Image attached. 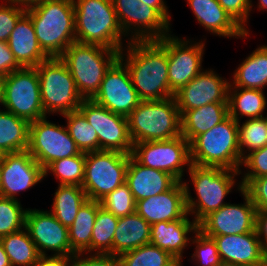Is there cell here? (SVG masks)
Instances as JSON below:
<instances>
[{
    "instance_id": "6da1fadb",
    "label": "cell",
    "mask_w": 267,
    "mask_h": 266,
    "mask_svg": "<svg viewBox=\"0 0 267 266\" xmlns=\"http://www.w3.org/2000/svg\"><path fill=\"white\" fill-rule=\"evenodd\" d=\"M127 43L119 58L125 63L140 100L174 97L168 78L167 36L159 40H128ZM125 49L127 54L123 52Z\"/></svg>"
},
{
    "instance_id": "7a4b0ae2",
    "label": "cell",
    "mask_w": 267,
    "mask_h": 266,
    "mask_svg": "<svg viewBox=\"0 0 267 266\" xmlns=\"http://www.w3.org/2000/svg\"><path fill=\"white\" fill-rule=\"evenodd\" d=\"M37 41L49 57H60L74 42L75 13L73 0H39L26 6Z\"/></svg>"
},
{
    "instance_id": "3957f363",
    "label": "cell",
    "mask_w": 267,
    "mask_h": 266,
    "mask_svg": "<svg viewBox=\"0 0 267 266\" xmlns=\"http://www.w3.org/2000/svg\"><path fill=\"white\" fill-rule=\"evenodd\" d=\"M75 38L82 44L121 51L124 35L112 0H73Z\"/></svg>"
},
{
    "instance_id": "277c9868",
    "label": "cell",
    "mask_w": 267,
    "mask_h": 266,
    "mask_svg": "<svg viewBox=\"0 0 267 266\" xmlns=\"http://www.w3.org/2000/svg\"><path fill=\"white\" fill-rule=\"evenodd\" d=\"M191 164L241 171L238 122L229 115L190 143Z\"/></svg>"
},
{
    "instance_id": "5b68a950",
    "label": "cell",
    "mask_w": 267,
    "mask_h": 266,
    "mask_svg": "<svg viewBox=\"0 0 267 266\" xmlns=\"http://www.w3.org/2000/svg\"><path fill=\"white\" fill-rule=\"evenodd\" d=\"M197 199L190 193L187 182H183L186 195V206L189 215L199 224L206 216L218 210L225 204L224 198L232 191L235 176L241 171L220 167H201L191 164L188 168Z\"/></svg>"
},
{
    "instance_id": "8992f818",
    "label": "cell",
    "mask_w": 267,
    "mask_h": 266,
    "mask_svg": "<svg viewBox=\"0 0 267 266\" xmlns=\"http://www.w3.org/2000/svg\"><path fill=\"white\" fill-rule=\"evenodd\" d=\"M127 120L133 144L166 141L181 135V114L175 97L140 101Z\"/></svg>"
},
{
    "instance_id": "52a82bcc",
    "label": "cell",
    "mask_w": 267,
    "mask_h": 266,
    "mask_svg": "<svg viewBox=\"0 0 267 266\" xmlns=\"http://www.w3.org/2000/svg\"><path fill=\"white\" fill-rule=\"evenodd\" d=\"M120 51L99 45L72 43L60 56L83 99H92Z\"/></svg>"
},
{
    "instance_id": "ba28073f",
    "label": "cell",
    "mask_w": 267,
    "mask_h": 266,
    "mask_svg": "<svg viewBox=\"0 0 267 266\" xmlns=\"http://www.w3.org/2000/svg\"><path fill=\"white\" fill-rule=\"evenodd\" d=\"M35 68L39 76L41 102L45 115L57 113L62 116L77 111L84 99L61 58H48Z\"/></svg>"
},
{
    "instance_id": "9c48e42d",
    "label": "cell",
    "mask_w": 267,
    "mask_h": 266,
    "mask_svg": "<svg viewBox=\"0 0 267 266\" xmlns=\"http://www.w3.org/2000/svg\"><path fill=\"white\" fill-rule=\"evenodd\" d=\"M129 154L99 150L86 153L82 188L88 199L100 202L126 181Z\"/></svg>"
},
{
    "instance_id": "30bf717a",
    "label": "cell",
    "mask_w": 267,
    "mask_h": 266,
    "mask_svg": "<svg viewBox=\"0 0 267 266\" xmlns=\"http://www.w3.org/2000/svg\"><path fill=\"white\" fill-rule=\"evenodd\" d=\"M3 107L29 123L46 116L35 67H21L5 76Z\"/></svg>"
},
{
    "instance_id": "8fae6325",
    "label": "cell",
    "mask_w": 267,
    "mask_h": 266,
    "mask_svg": "<svg viewBox=\"0 0 267 266\" xmlns=\"http://www.w3.org/2000/svg\"><path fill=\"white\" fill-rule=\"evenodd\" d=\"M47 117L30 123L27 149L43 169L53 161L81 153L66 126L51 123Z\"/></svg>"
},
{
    "instance_id": "7c38bea8",
    "label": "cell",
    "mask_w": 267,
    "mask_h": 266,
    "mask_svg": "<svg viewBox=\"0 0 267 266\" xmlns=\"http://www.w3.org/2000/svg\"><path fill=\"white\" fill-rule=\"evenodd\" d=\"M131 156L140 164L169 173L182 182L191 165L189 142L180 135L166 141H145L133 144Z\"/></svg>"
},
{
    "instance_id": "4fadbf2b",
    "label": "cell",
    "mask_w": 267,
    "mask_h": 266,
    "mask_svg": "<svg viewBox=\"0 0 267 266\" xmlns=\"http://www.w3.org/2000/svg\"><path fill=\"white\" fill-rule=\"evenodd\" d=\"M112 3L124 35L130 36L129 41L159 40L170 35V24L153 7L140 0H112Z\"/></svg>"
},
{
    "instance_id": "5bb4252c",
    "label": "cell",
    "mask_w": 267,
    "mask_h": 266,
    "mask_svg": "<svg viewBox=\"0 0 267 266\" xmlns=\"http://www.w3.org/2000/svg\"><path fill=\"white\" fill-rule=\"evenodd\" d=\"M78 110L97 132L98 151H117L131 155L133 142L127 117L111 112L92 99H84Z\"/></svg>"
},
{
    "instance_id": "9a60e30c",
    "label": "cell",
    "mask_w": 267,
    "mask_h": 266,
    "mask_svg": "<svg viewBox=\"0 0 267 266\" xmlns=\"http://www.w3.org/2000/svg\"><path fill=\"white\" fill-rule=\"evenodd\" d=\"M94 102L127 117L140 103L125 63L118 58L107 70Z\"/></svg>"
},
{
    "instance_id": "2e32d148",
    "label": "cell",
    "mask_w": 267,
    "mask_h": 266,
    "mask_svg": "<svg viewBox=\"0 0 267 266\" xmlns=\"http://www.w3.org/2000/svg\"><path fill=\"white\" fill-rule=\"evenodd\" d=\"M244 204L227 203L206 216L199 224L206 236L238 235L255 231L257 209L250 196L242 189Z\"/></svg>"
},
{
    "instance_id": "e0dca14e",
    "label": "cell",
    "mask_w": 267,
    "mask_h": 266,
    "mask_svg": "<svg viewBox=\"0 0 267 266\" xmlns=\"http://www.w3.org/2000/svg\"><path fill=\"white\" fill-rule=\"evenodd\" d=\"M192 43L191 40L180 39L171 33L167 35L168 78L173 94L203 70L205 43Z\"/></svg>"
},
{
    "instance_id": "ac0fdd59",
    "label": "cell",
    "mask_w": 267,
    "mask_h": 266,
    "mask_svg": "<svg viewBox=\"0 0 267 266\" xmlns=\"http://www.w3.org/2000/svg\"><path fill=\"white\" fill-rule=\"evenodd\" d=\"M25 228L40 255L51 251L54 255H75L71 249L68 228L62 225L50 211L28 209Z\"/></svg>"
},
{
    "instance_id": "d6986e66",
    "label": "cell",
    "mask_w": 267,
    "mask_h": 266,
    "mask_svg": "<svg viewBox=\"0 0 267 266\" xmlns=\"http://www.w3.org/2000/svg\"><path fill=\"white\" fill-rule=\"evenodd\" d=\"M44 179V169L26 151L6 154L0 165V196L15 199Z\"/></svg>"
},
{
    "instance_id": "ffe728a7",
    "label": "cell",
    "mask_w": 267,
    "mask_h": 266,
    "mask_svg": "<svg viewBox=\"0 0 267 266\" xmlns=\"http://www.w3.org/2000/svg\"><path fill=\"white\" fill-rule=\"evenodd\" d=\"M229 85L212 69L201 71L174 94L180 114L212 103H227Z\"/></svg>"
},
{
    "instance_id": "44dd1931",
    "label": "cell",
    "mask_w": 267,
    "mask_h": 266,
    "mask_svg": "<svg viewBox=\"0 0 267 266\" xmlns=\"http://www.w3.org/2000/svg\"><path fill=\"white\" fill-rule=\"evenodd\" d=\"M150 225L167 221L172 222L188 217L185 188L177 181L169 190L156 196L136 201V211Z\"/></svg>"
},
{
    "instance_id": "7402d4cb",
    "label": "cell",
    "mask_w": 267,
    "mask_h": 266,
    "mask_svg": "<svg viewBox=\"0 0 267 266\" xmlns=\"http://www.w3.org/2000/svg\"><path fill=\"white\" fill-rule=\"evenodd\" d=\"M214 239L222 262L242 266H264L266 251L262 248L257 232L238 235L209 236Z\"/></svg>"
},
{
    "instance_id": "603a6c76",
    "label": "cell",
    "mask_w": 267,
    "mask_h": 266,
    "mask_svg": "<svg viewBox=\"0 0 267 266\" xmlns=\"http://www.w3.org/2000/svg\"><path fill=\"white\" fill-rule=\"evenodd\" d=\"M177 180L169 173L146 167L131 155L126 171V181L135 201L156 196L169 190Z\"/></svg>"
},
{
    "instance_id": "cb8c5ba5",
    "label": "cell",
    "mask_w": 267,
    "mask_h": 266,
    "mask_svg": "<svg viewBox=\"0 0 267 266\" xmlns=\"http://www.w3.org/2000/svg\"><path fill=\"white\" fill-rule=\"evenodd\" d=\"M198 224L188 217L167 222H157L151 225L150 244L168 252L177 261H182L183 251L190 244L189 233L194 234Z\"/></svg>"
},
{
    "instance_id": "d4e9b609",
    "label": "cell",
    "mask_w": 267,
    "mask_h": 266,
    "mask_svg": "<svg viewBox=\"0 0 267 266\" xmlns=\"http://www.w3.org/2000/svg\"><path fill=\"white\" fill-rule=\"evenodd\" d=\"M196 20L210 33L223 37L245 38V32L217 0H187Z\"/></svg>"
},
{
    "instance_id": "484cf974",
    "label": "cell",
    "mask_w": 267,
    "mask_h": 266,
    "mask_svg": "<svg viewBox=\"0 0 267 266\" xmlns=\"http://www.w3.org/2000/svg\"><path fill=\"white\" fill-rule=\"evenodd\" d=\"M8 45L21 67H36L49 58L39 46L33 23L26 13L11 32Z\"/></svg>"
},
{
    "instance_id": "4316f807",
    "label": "cell",
    "mask_w": 267,
    "mask_h": 266,
    "mask_svg": "<svg viewBox=\"0 0 267 266\" xmlns=\"http://www.w3.org/2000/svg\"><path fill=\"white\" fill-rule=\"evenodd\" d=\"M150 233L151 225L136 212L119 218L112 242V255L119 257L149 244Z\"/></svg>"
},
{
    "instance_id": "83f0119b",
    "label": "cell",
    "mask_w": 267,
    "mask_h": 266,
    "mask_svg": "<svg viewBox=\"0 0 267 266\" xmlns=\"http://www.w3.org/2000/svg\"><path fill=\"white\" fill-rule=\"evenodd\" d=\"M228 116V103H212L185 111L181 115V135L190 143Z\"/></svg>"
},
{
    "instance_id": "f1b7e54d",
    "label": "cell",
    "mask_w": 267,
    "mask_h": 266,
    "mask_svg": "<svg viewBox=\"0 0 267 266\" xmlns=\"http://www.w3.org/2000/svg\"><path fill=\"white\" fill-rule=\"evenodd\" d=\"M229 88L263 90L267 85V45L257 47L239 65L233 74Z\"/></svg>"
},
{
    "instance_id": "f546056e",
    "label": "cell",
    "mask_w": 267,
    "mask_h": 266,
    "mask_svg": "<svg viewBox=\"0 0 267 266\" xmlns=\"http://www.w3.org/2000/svg\"><path fill=\"white\" fill-rule=\"evenodd\" d=\"M228 115L240 122L247 119L261 118L266 108V97L261 89L228 88ZM240 116V117H239Z\"/></svg>"
},
{
    "instance_id": "4dcf8cb0",
    "label": "cell",
    "mask_w": 267,
    "mask_h": 266,
    "mask_svg": "<svg viewBox=\"0 0 267 266\" xmlns=\"http://www.w3.org/2000/svg\"><path fill=\"white\" fill-rule=\"evenodd\" d=\"M100 207V202L87 199L80 207L74 222L68 228L71 249L75 253H91L92 231Z\"/></svg>"
},
{
    "instance_id": "1f68e13d",
    "label": "cell",
    "mask_w": 267,
    "mask_h": 266,
    "mask_svg": "<svg viewBox=\"0 0 267 266\" xmlns=\"http://www.w3.org/2000/svg\"><path fill=\"white\" fill-rule=\"evenodd\" d=\"M30 123L4 109L0 110V149L6 154L26 151Z\"/></svg>"
},
{
    "instance_id": "d6a6232c",
    "label": "cell",
    "mask_w": 267,
    "mask_h": 266,
    "mask_svg": "<svg viewBox=\"0 0 267 266\" xmlns=\"http://www.w3.org/2000/svg\"><path fill=\"white\" fill-rule=\"evenodd\" d=\"M50 212L64 226L69 228L83 203L88 199L85 190L77 185H60L54 193Z\"/></svg>"
},
{
    "instance_id": "836d02e7",
    "label": "cell",
    "mask_w": 267,
    "mask_h": 266,
    "mask_svg": "<svg viewBox=\"0 0 267 266\" xmlns=\"http://www.w3.org/2000/svg\"><path fill=\"white\" fill-rule=\"evenodd\" d=\"M11 266H34L40 254L26 228L0 238Z\"/></svg>"
},
{
    "instance_id": "e575fe53",
    "label": "cell",
    "mask_w": 267,
    "mask_h": 266,
    "mask_svg": "<svg viewBox=\"0 0 267 266\" xmlns=\"http://www.w3.org/2000/svg\"><path fill=\"white\" fill-rule=\"evenodd\" d=\"M67 120L66 128L82 153L98 151V135L92 125L79 111L63 115Z\"/></svg>"
},
{
    "instance_id": "d590c367",
    "label": "cell",
    "mask_w": 267,
    "mask_h": 266,
    "mask_svg": "<svg viewBox=\"0 0 267 266\" xmlns=\"http://www.w3.org/2000/svg\"><path fill=\"white\" fill-rule=\"evenodd\" d=\"M118 219L103 207L98 209L92 231L91 253L112 255V242Z\"/></svg>"
},
{
    "instance_id": "8d00e7d4",
    "label": "cell",
    "mask_w": 267,
    "mask_h": 266,
    "mask_svg": "<svg viewBox=\"0 0 267 266\" xmlns=\"http://www.w3.org/2000/svg\"><path fill=\"white\" fill-rule=\"evenodd\" d=\"M86 153H80L68 158L53 161L44 169V177L48 173H53L56 179H59L60 185L81 186L84 179Z\"/></svg>"
},
{
    "instance_id": "74e56055",
    "label": "cell",
    "mask_w": 267,
    "mask_h": 266,
    "mask_svg": "<svg viewBox=\"0 0 267 266\" xmlns=\"http://www.w3.org/2000/svg\"><path fill=\"white\" fill-rule=\"evenodd\" d=\"M121 266H172L177 260L165 250L147 244L121 254Z\"/></svg>"
},
{
    "instance_id": "f35d334b",
    "label": "cell",
    "mask_w": 267,
    "mask_h": 266,
    "mask_svg": "<svg viewBox=\"0 0 267 266\" xmlns=\"http://www.w3.org/2000/svg\"><path fill=\"white\" fill-rule=\"evenodd\" d=\"M238 136L241 159L245 154L263 148L267 145V127L264 118L247 119L241 126L238 122Z\"/></svg>"
},
{
    "instance_id": "ab89813d",
    "label": "cell",
    "mask_w": 267,
    "mask_h": 266,
    "mask_svg": "<svg viewBox=\"0 0 267 266\" xmlns=\"http://www.w3.org/2000/svg\"><path fill=\"white\" fill-rule=\"evenodd\" d=\"M27 210L19 200L0 196V238L25 227Z\"/></svg>"
},
{
    "instance_id": "60d3db41",
    "label": "cell",
    "mask_w": 267,
    "mask_h": 266,
    "mask_svg": "<svg viewBox=\"0 0 267 266\" xmlns=\"http://www.w3.org/2000/svg\"><path fill=\"white\" fill-rule=\"evenodd\" d=\"M101 207L121 218L136 211V201L126 183L114 189L101 201Z\"/></svg>"
},
{
    "instance_id": "b9f144b4",
    "label": "cell",
    "mask_w": 267,
    "mask_h": 266,
    "mask_svg": "<svg viewBox=\"0 0 267 266\" xmlns=\"http://www.w3.org/2000/svg\"><path fill=\"white\" fill-rule=\"evenodd\" d=\"M194 234V237H191L190 240L192 241L190 244L196 243L195 251L191 256L192 260L197 265L200 263L198 266H218L222 261L214 239L204 235L200 230H197Z\"/></svg>"
},
{
    "instance_id": "7bdbcfd3",
    "label": "cell",
    "mask_w": 267,
    "mask_h": 266,
    "mask_svg": "<svg viewBox=\"0 0 267 266\" xmlns=\"http://www.w3.org/2000/svg\"><path fill=\"white\" fill-rule=\"evenodd\" d=\"M242 165L247 168V173H243L242 181L237 185L238 191H241L252 179L267 176V145L245 155L241 168Z\"/></svg>"
},
{
    "instance_id": "ee69618b",
    "label": "cell",
    "mask_w": 267,
    "mask_h": 266,
    "mask_svg": "<svg viewBox=\"0 0 267 266\" xmlns=\"http://www.w3.org/2000/svg\"><path fill=\"white\" fill-rule=\"evenodd\" d=\"M0 4V41L8 42L18 20L26 13V6L6 1Z\"/></svg>"
},
{
    "instance_id": "f6af8a7d",
    "label": "cell",
    "mask_w": 267,
    "mask_h": 266,
    "mask_svg": "<svg viewBox=\"0 0 267 266\" xmlns=\"http://www.w3.org/2000/svg\"><path fill=\"white\" fill-rule=\"evenodd\" d=\"M230 17L245 31L247 22L252 11V0H217Z\"/></svg>"
},
{
    "instance_id": "bcb514c9",
    "label": "cell",
    "mask_w": 267,
    "mask_h": 266,
    "mask_svg": "<svg viewBox=\"0 0 267 266\" xmlns=\"http://www.w3.org/2000/svg\"><path fill=\"white\" fill-rule=\"evenodd\" d=\"M243 190L250 196L257 211L267 209V176L252 179Z\"/></svg>"
},
{
    "instance_id": "7dc6e473",
    "label": "cell",
    "mask_w": 267,
    "mask_h": 266,
    "mask_svg": "<svg viewBox=\"0 0 267 266\" xmlns=\"http://www.w3.org/2000/svg\"><path fill=\"white\" fill-rule=\"evenodd\" d=\"M86 254L88 256L85 255V252L76 253L74 255V266H121L117 256L99 253H90V255L89 253Z\"/></svg>"
},
{
    "instance_id": "c3c4849f",
    "label": "cell",
    "mask_w": 267,
    "mask_h": 266,
    "mask_svg": "<svg viewBox=\"0 0 267 266\" xmlns=\"http://www.w3.org/2000/svg\"><path fill=\"white\" fill-rule=\"evenodd\" d=\"M20 68L21 66L15 60L8 42L0 41V74L6 76Z\"/></svg>"
},
{
    "instance_id": "681fc988",
    "label": "cell",
    "mask_w": 267,
    "mask_h": 266,
    "mask_svg": "<svg viewBox=\"0 0 267 266\" xmlns=\"http://www.w3.org/2000/svg\"><path fill=\"white\" fill-rule=\"evenodd\" d=\"M40 255L34 266H74V255Z\"/></svg>"
},
{
    "instance_id": "f907efd6",
    "label": "cell",
    "mask_w": 267,
    "mask_h": 266,
    "mask_svg": "<svg viewBox=\"0 0 267 266\" xmlns=\"http://www.w3.org/2000/svg\"><path fill=\"white\" fill-rule=\"evenodd\" d=\"M255 230L262 248L267 252V209L257 211Z\"/></svg>"
},
{
    "instance_id": "816d5d0a",
    "label": "cell",
    "mask_w": 267,
    "mask_h": 266,
    "mask_svg": "<svg viewBox=\"0 0 267 266\" xmlns=\"http://www.w3.org/2000/svg\"><path fill=\"white\" fill-rule=\"evenodd\" d=\"M142 3L153 7L169 24L171 22V16L168 11V7L165 5L164 0H140Z\"/></svg>"
},
{
    "instance_id": "f5cc1de1",
    "label": "cell",
    "mask_w": 267,
    "mask_h": 266,
    "mask_svg": "<svg viewBox=\"0 0 267 266\" xmlns=\"http://www.w3.org/2000/svg\"><path fill=\"white\" fill-rule=\"evenodd\" d=\"M0 266H11L8 255L5 253V249L1 241H0Z\"/></svg>"
},
{
    "instance_id": "db71d44e",
    "label": "cell",
    "mask_w": 267,
    "mask_h": 266,
    "mask_svg": "<svg viewBox=\"0 0 267 266\" xmlns=\"http://www.w3.org/2000/svg\"><path fill=\"white\" fill-rule=\"evenodd\" d=\"M4 85H5V76L0 74V105H3L4 102Z\"/></svg>"
},
{
    "instance_id": "11a10c76",
    "label": "cell",
    "mask_w": 267,
    "mask_h": 266,
    "mask_svg": "<svg viewBox=\"0 0 267 266\" xmlns=\"http://www.w3.org/2000/svg\"><path fill=\"white\" fill-rule=\"evenodd\" d=\"M5 1L19 3V4H22L24 6H29V5H31V4H33L35 2H38L39 0H5Z\"/></svg>"
},
{
    "instance_id": "9f6ffc18",
    "label": "cell",
    "mask_w": 267,
    "mask_h": 266,
    "mask_svg": "<svg viewBox=\"0 0 267 266\" xmlns=\"http://www.w3.org/2000/svg\"><path fill=\"white\" fill-rule=\"evenodd\" d=\"M258 8L261 10H267V0H258Z\"/></svg>"
},
{
    "instance_id": "6f0895ef",
    "label": "cell",
    "mask_w": 267,
    "mask_h": 266,
    "mask_svg": "<svg viewBox=\"0 0 267 266\" xmlns=\"http://www.w3.org/2000/svg\"><path fill=\"white\" fill-rule=\"evenodd\" d=\"M218 266H242V265L234 264V263H228V262H221Z\"/></svg>"
},
{
    "instance_id": "680465c9",
    "label": "cell",
    "mask_w": 267,
    "mask_h": 266,
    "mask_svg": "<svg viewBox=\"0 0 267 266\" xmlns=\"http://www.w3.org/2000/svg\"><path fill=\"white\" fill-rule=\"evenodd\" d=\"M5 155L6 153L0 149V163H2V161L4 160Z\"/></svg>"
},
{
    "instance_id": "91938a15",
    "label": "cell",
    "mask_w": 267,
    "mask_h": 266,
    "mask_svg": "<svg viewBox=\"0 0 267 266\" xmlns=\"http://www.w3.org/2000/svg\"><path fill=\"white\" fill-rule=\"evenodd\" d=\"M183 261H176L172 266H182Z\"/></svg>"
},
{
    "instance_id": "94428289",
    "label": "cell",
    "mask_w": 267,
    "mask_h": 266,
    "mask_svg": "<svg viewBox=\"0 0 267 266\" xmlns=\"http://www.w3.org/2000/svg\"><path fill=\"white\" fill-rule=\"evenodd\" d=\"M264 120H265V124H266V127H267V116L266 117H263Z\"/></svg>"
}]
</instances>
